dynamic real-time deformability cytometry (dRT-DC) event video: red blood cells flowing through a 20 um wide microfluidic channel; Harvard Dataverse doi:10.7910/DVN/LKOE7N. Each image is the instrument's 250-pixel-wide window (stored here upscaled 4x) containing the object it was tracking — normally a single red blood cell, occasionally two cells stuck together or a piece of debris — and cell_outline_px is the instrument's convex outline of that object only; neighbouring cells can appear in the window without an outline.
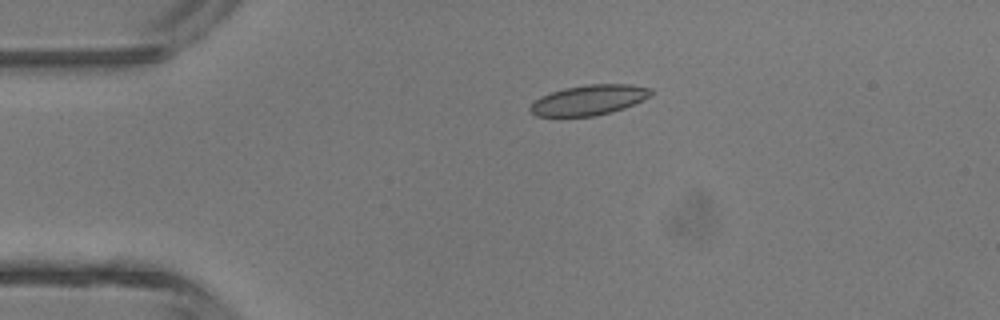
{"species": "common noctule bat (a hibernating species)", "species_latin": "Nyctalus noctula", "temperature_condition": "room temperature", "stored_images_in_passage": 4, "camera_frame_rate_fps": 3000, "um_per_image_px": 0.085, "animal": {"sex": "male", "body_mass_g": 13.3}, "frame": {"image": 1, "passage_image": 3, "time_ms": 0.667, "image_size_px": [1000, 320], "cell_outline_px": [[652, 92], [648, 96], [624, 108], [612, 112], [592, 116], [536, 116], [528, 108], [540, 96], [564, 88], [588, 84], [632, 84], [652, 88]], "centroid_in_image_um": [50.05, 8.49], "position_along_channel_um": 35.0, "area_um2": 20.98}}